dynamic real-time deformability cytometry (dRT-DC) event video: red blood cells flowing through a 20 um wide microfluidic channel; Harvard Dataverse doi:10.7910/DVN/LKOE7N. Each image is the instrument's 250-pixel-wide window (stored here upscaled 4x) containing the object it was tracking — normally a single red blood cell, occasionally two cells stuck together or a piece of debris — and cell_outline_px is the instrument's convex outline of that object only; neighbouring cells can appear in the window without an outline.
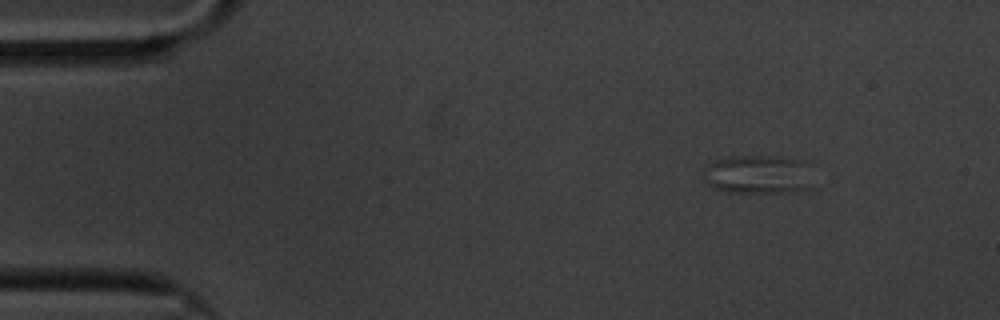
{"species": "common noctule bat (a hibernating species)", "species_latin": "Nyctalus noctula", "temperature_condition": "cold", "stored_images_in_passage": 50, "segment_of_instrument_passage": [1, 2], "camera_frame_rate_fps": 3000, "um_per_image_px": 0.085, "animal": {"sex": "male", "body_mass_g": 20.1, "forearm_length_mm": 53.5}, "frame": {"image": 1, "passage_image": 1, "time_ms": 0.0, "image_size_px": [1000, 320], "cell_outline_px": [[812, 188], [780, 192], [728, 192], [716, 188], [708, 184], [704, 180], [704, 176], [712, 164], [716, 160], [728, 156], [776, 156], [804, 160]], "centroid_in_image_um": [64.45, 14.82], "position_along_channel_um": 20.6, "area_um2": 24.22}}
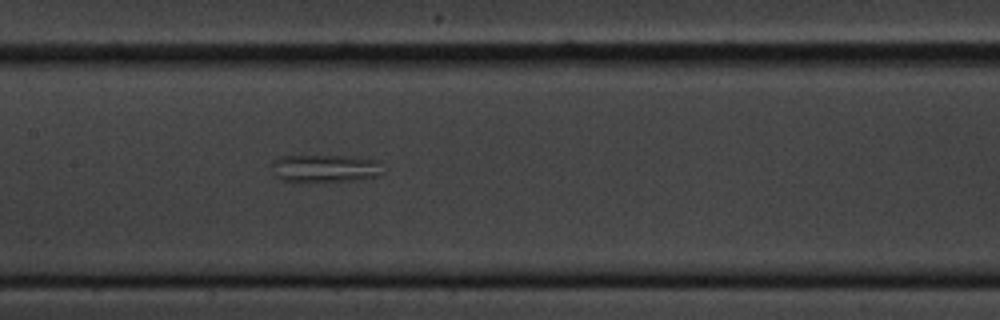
{"frame": {"image": 2, "passage_image": 23, "time_ms": 7.333, "image_size_px": [1000, 320], "cell_outline_px": [[384, 172], [380, 176], [356, 180], [284, 180], [276, 176], [272, 164], [272, 160], [280, 156], [356, 156], [380, 160]], "centroid_in_image_um": [27.75, 14.27], "position_along_channel_um": 179.7, "area_um2": 17.74}}
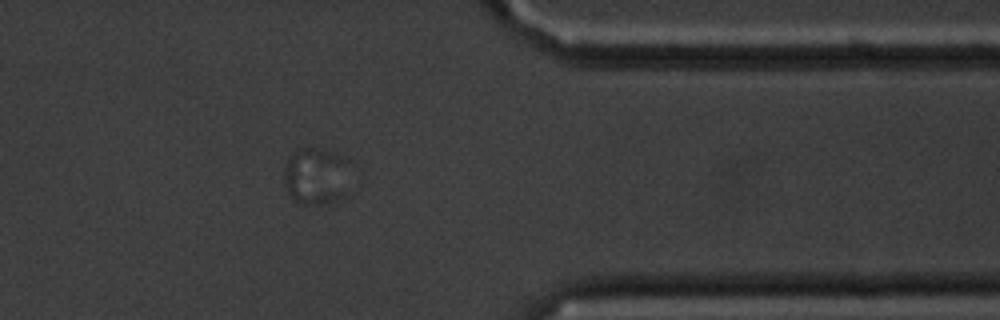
{"frame": {"image": 3, "passage_image": 43, "time_ms": 14.0, "image_size_px": [1000, 320], "cell_outline_px": [[348, 160], [344, 196], [320, 204], [300, 204], [288, 192], [284, 180], [284, 168], [288, 160], [300, 148], [312, 148], [336, 152]], "centroid_in_image_um": [26.84, 14.95], "position_along_channel_um": 384.6, "area_um2": 21.39}}